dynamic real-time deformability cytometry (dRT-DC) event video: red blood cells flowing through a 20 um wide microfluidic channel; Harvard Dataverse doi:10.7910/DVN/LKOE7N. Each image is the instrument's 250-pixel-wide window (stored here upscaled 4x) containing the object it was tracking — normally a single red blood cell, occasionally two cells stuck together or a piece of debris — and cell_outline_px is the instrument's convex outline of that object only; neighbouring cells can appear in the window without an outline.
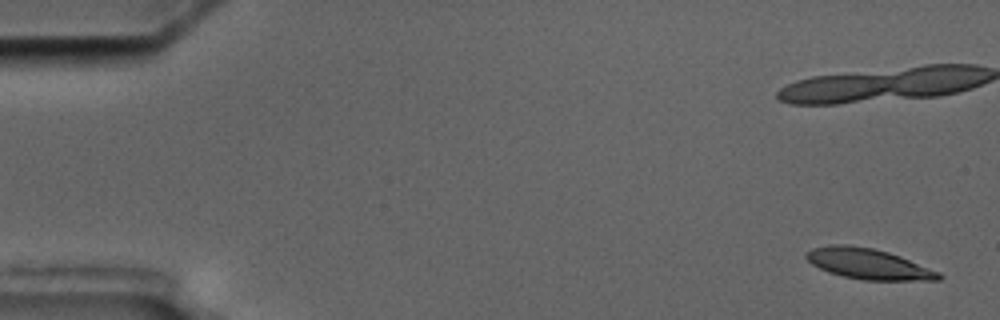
{"species": "common noctule bat (a hibernating species)", "species_latin": "Nyctalus noctula", "temperature_condition": "cold", "stored_images_in_passage": 5, "camera_frame_rate_fps": 3000, "um_per_image_px": 0.085, "animal": {"sex": "male", "body_mass_g": 17.5, "forearm_length_mm": 52.3}, "frame": {"image": 1, "passage_image": 1, "time_ms": 0.0, "image_size_px": [1000, 320], "cell_outline_px": [[944, 276], [940, 280], [864, 280], [844, 276], [828, 272], [812, 264], [804, 256], [812, 248], [828, 244], [848, 244], [872, 248], [888, 252], [900, 256], [940, 272]], "centroid_in_image_um": [73.81, 22.42], "position_along_channel_um": 11.2, "area_um2": 23.58}}